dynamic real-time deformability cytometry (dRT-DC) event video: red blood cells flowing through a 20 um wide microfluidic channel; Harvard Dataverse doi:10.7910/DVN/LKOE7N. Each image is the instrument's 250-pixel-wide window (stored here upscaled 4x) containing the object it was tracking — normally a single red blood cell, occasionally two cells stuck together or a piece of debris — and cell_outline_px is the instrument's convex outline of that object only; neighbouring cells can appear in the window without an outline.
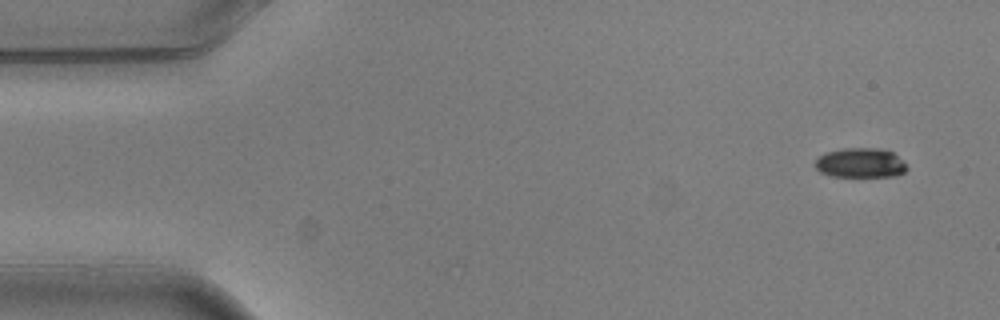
{"species": "common noctule bat (a hibernating species)", "species_latin": "Nyctalus noctula", "temperature_condition": "warm", "stored_images_in_passage": 5, "camera_frame_rate_fps": 3000, "um_per_image_px": 0.085, "animal": {"sex": "male", "body_mass_g": 20.5, "forearm_length_mm": 52.5}, "frame": {"image": 1, "passage_image": 1, "time_ms": 0.0, "image_size_px": [1000, 320], "cell_outline_px": [[908, 168], [904, 172], [896, 176], [832, 176], [820, 172], [816, 168], [816, 160], [824, 152], [844, 148], [880, 148], [892, 152]], "centroid_in_image_um": [73.11, 13.84], "position_along_channel_um": 11.9, "area_um2": 15.66}}